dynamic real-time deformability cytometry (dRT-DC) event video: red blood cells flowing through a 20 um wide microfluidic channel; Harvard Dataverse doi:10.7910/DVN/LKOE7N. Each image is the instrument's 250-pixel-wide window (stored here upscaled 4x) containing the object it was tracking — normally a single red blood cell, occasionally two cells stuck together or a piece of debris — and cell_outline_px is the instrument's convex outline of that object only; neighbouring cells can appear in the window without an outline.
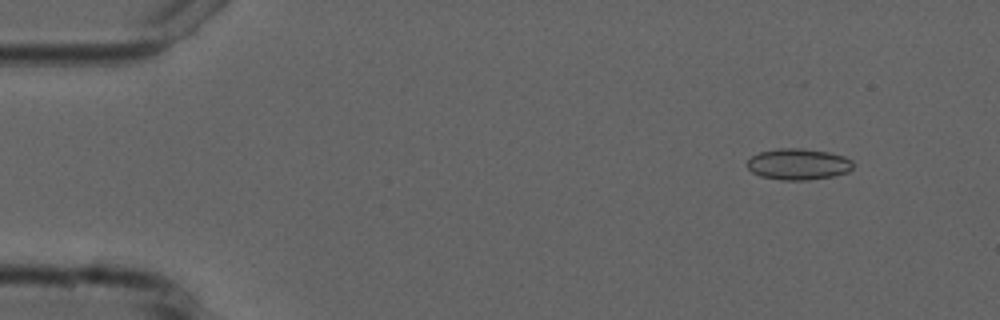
{"species": "common noctule bat (a hibernating species)", "species_latin": "Nyctalus noctula", "temperature_condition": "cold", "stored_images_in_passage": 4, "camera_frame_rate_fps": 3000, "um_per_image_px": 0.085, "animal": {"sex": "male", "forearm_length_mm": 52.5}, "frame": {"image": 1, "passage_image": 2, "time_ms": 1.333, "image_size_px": [1000, 320], "cell_outline_px": [[852, 168], [848, 172], [832, 176], [808, 180], [784, 180], [760, 176], [752, 172], [748, 168], [748, 160], [752, 156], [760, 152], [780, 148], [800, 148], [828, 152], [844, 156], [852, 160]], "centroid_in_image_um": [67.86, 13.95], "position_along_channel_um": 17.1, "area_um2": 19.13}}
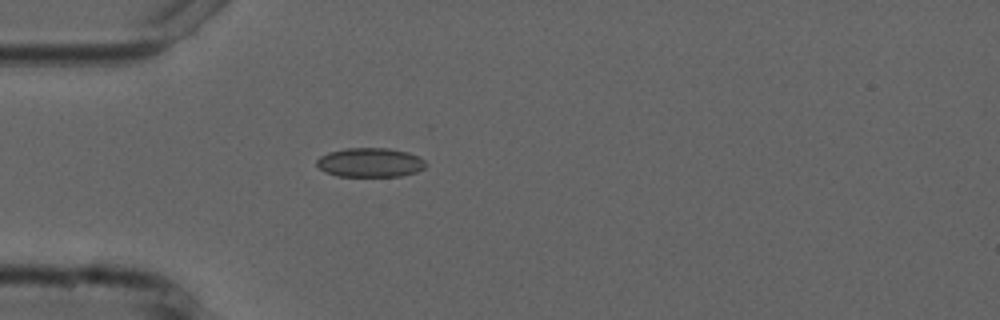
{"frame": {"image": 2, "passage_image": 4, "time_ms": 4.667, "image_size_px": [1000, 320], "cell_outline_px": [[428, 164], [424, 168], [416, 172], [400, 176], [336, 176], [324, 172], [316, 164], [316, 160], [320, 156], [328, 152], [344, 148], [388, 148], [408, 152], [424, 160]], "centroid_in_image_um": [31.44, 13.81], "position_along_channel_um": 53.6, "area_um2": 18.67}}